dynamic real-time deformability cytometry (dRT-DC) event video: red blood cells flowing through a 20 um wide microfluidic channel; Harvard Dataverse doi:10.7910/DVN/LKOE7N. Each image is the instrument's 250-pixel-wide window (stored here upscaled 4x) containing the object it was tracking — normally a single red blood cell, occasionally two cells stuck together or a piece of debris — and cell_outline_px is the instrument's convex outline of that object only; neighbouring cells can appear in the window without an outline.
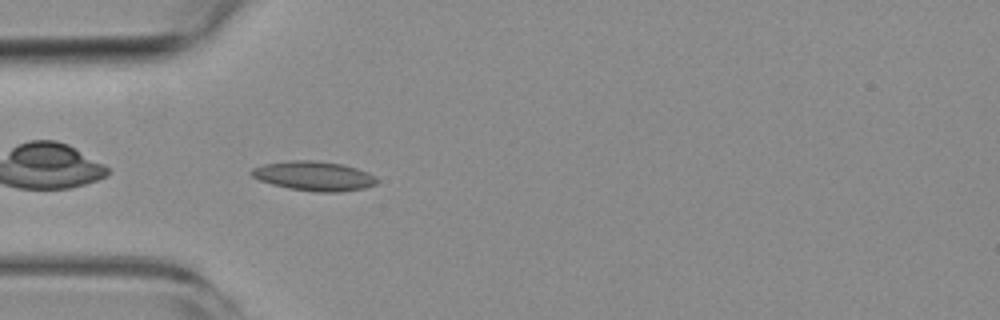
{"species": "common noctule bat (a hibernating species)", "species_latin": "Nyctalus noctula", "temperature_condition": "room temperature", "stored_images_in_passage": 1, "camera_frame_rate_fps": 3000, "um_per_image_px": 0.085, "animal": {"sex": "female", "body_mass_g": 19.3, "forearm_length_mm": 54.1}, "frame": {"image": 1, "passage_image": 1, "time_ms": 0.0, "image_size_px": [1000, 320], "cell_outline_px": [[376, 184], [364, 188], [340, 192], [316, 192], [288, 188], [272, 184], [260, 180], [252, 176], [248, 172], [252, 168], [264, 164], [288, 160], [316, 160], [344, 164], [368, 172], [376, 176]], "centroid_in_image_um": [26.68, 14.95], "position_along_channel_um": 58.3, "area_um2": 21.68}}